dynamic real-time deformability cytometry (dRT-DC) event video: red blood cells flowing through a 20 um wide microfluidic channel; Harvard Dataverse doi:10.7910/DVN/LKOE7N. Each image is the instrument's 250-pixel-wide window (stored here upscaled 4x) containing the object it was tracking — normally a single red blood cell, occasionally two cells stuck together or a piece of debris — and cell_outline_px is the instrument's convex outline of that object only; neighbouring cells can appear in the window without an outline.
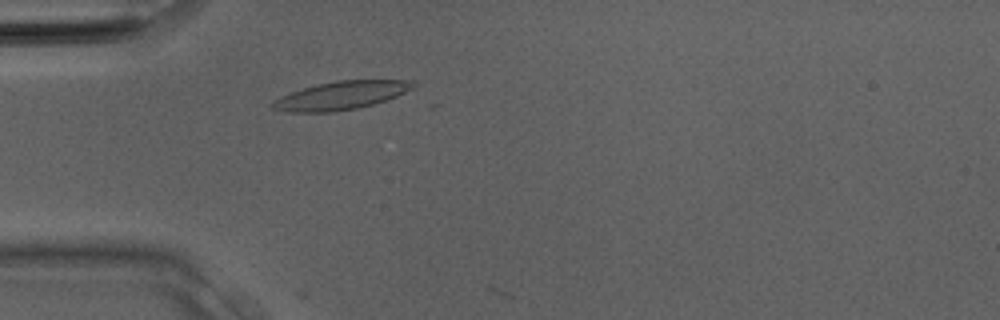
{"species": "Egyptian fruit bat (a non-hibernating species)", "species_latin": "Rousettus aegyptiacus", "temperature_condition": "room temperature", "stored_images_in_passage": 7, "camera_frame_rate_fps": 3000, "um_per_image_px": 0.085, "animal": {"sex": "male"}, "frame": {"image": 1, "passage_image": 6, "time_ms": 1.667, "image_size_px": [1000, 320], "cell_outline_px": [[420, 84], [396, 96], [372, 104], [356, 108], [332, 112], [288, 112], [272, 108], [268, 104], [272, 100], [280, 96], [316, 84], [336, 80], [416, 80]], "centroid_in_image_um": [28.97, 8.1], "position_along_channel_um": 56.0, "area_um2": 23.18}}